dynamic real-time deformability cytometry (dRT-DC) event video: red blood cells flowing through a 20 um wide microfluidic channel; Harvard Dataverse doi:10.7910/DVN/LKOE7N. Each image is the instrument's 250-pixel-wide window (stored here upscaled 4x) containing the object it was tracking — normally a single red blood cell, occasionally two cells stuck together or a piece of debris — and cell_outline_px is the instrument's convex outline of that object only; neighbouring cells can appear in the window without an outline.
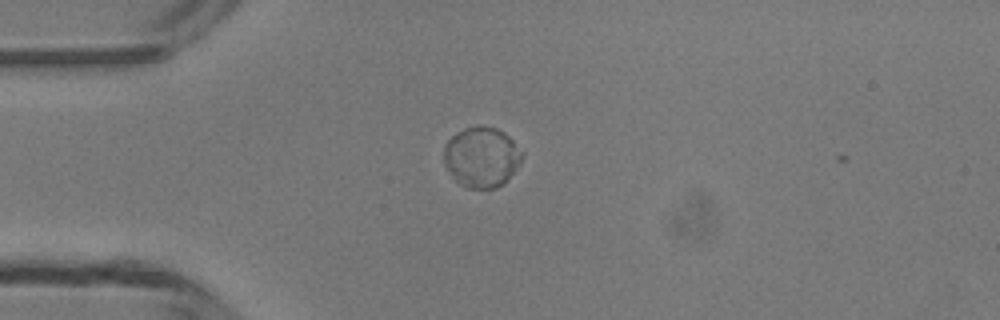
{"species": "common noctule bat (a hibernating species)", "species_latin": "Nyctalus noctula", "temperature_condition": "room temperature", "stored_images_in_passage": 34, "camera_frame_rate_fps": 3000, "um_per_image_px": 0.085, "animal": {"sex": "male", "body_mass_g": 13.3}, "frame": {"image": 1, "passage_image": 1, "time_ms": 0.0, "image_size_px": [1000, 320], "cell_outline_px": [[520, 164], [504, 184], [496, 188], [468, 188], [460, 184], [452, 176], [444, 164], [444, 144], [456, 132], [464, 128], [476, 124], [496, 128], [504, 132], [512, 140], [520, 152]], "centroid_in_image_um": [40.9, 13.34], "position_along_channel_um": 44.1, "area_um2": 27.46}}
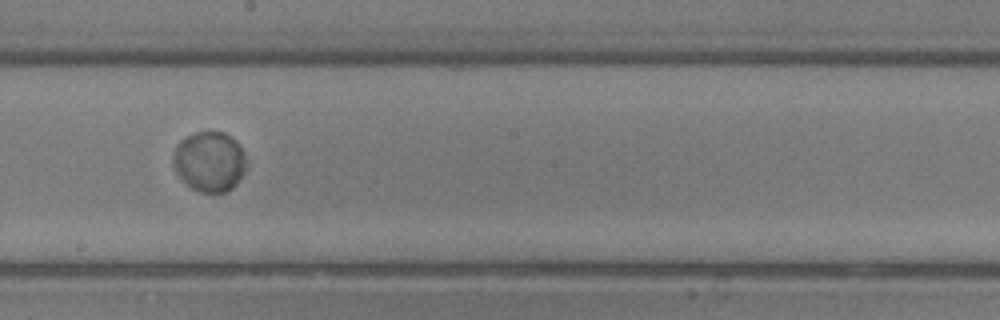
{"frame": {"image": 2, "passage_image": 16, "time_ms": 5.0, "image_size_px": [1000, 320], "cell_outline_px": [[248, 164], [244, 172], [236, 184], [228, 192], [200, 192], [192, 188], [180, 176], [172, 164], [172, 156], [180, 140], [196, 132], [224, 132], [232, 136], [236, 140], [244, 152], [248, 160]], "centroid_in_image_um": [17.85, 13.72], "position_along_channel_um": 230.4, "area_um2": 25.78}}
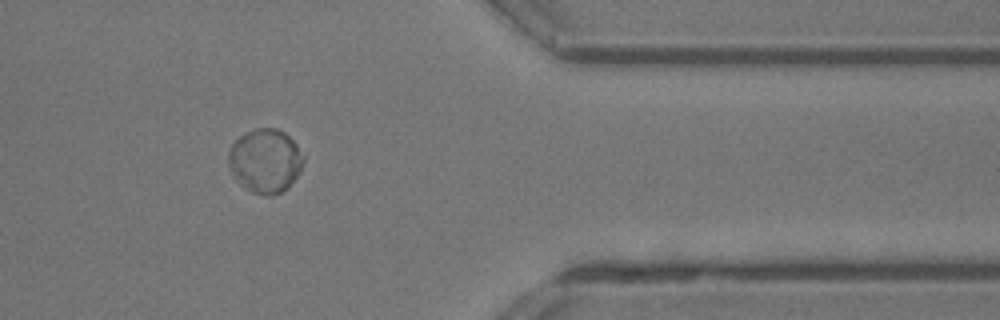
{"frame": {"image": 3, "passage_image": 29, "time_ms": 9.333, "image_size_px": [1000, 320], "cell_outline_px": [[304, 160], [296, 176], [288, 188], [272, 196], [268, 196], [252, 192], [240, 184], [236, 180], [228, 164], [228, 152], [232, 144], [240, 136], [256, 128], [276, 128], [284, 132], [296, 144], [304, 156]], "centroid_in_image_um": [22.53, 13.67], "position_along_channel_um": 388.9, "area_um2": 27.74}}